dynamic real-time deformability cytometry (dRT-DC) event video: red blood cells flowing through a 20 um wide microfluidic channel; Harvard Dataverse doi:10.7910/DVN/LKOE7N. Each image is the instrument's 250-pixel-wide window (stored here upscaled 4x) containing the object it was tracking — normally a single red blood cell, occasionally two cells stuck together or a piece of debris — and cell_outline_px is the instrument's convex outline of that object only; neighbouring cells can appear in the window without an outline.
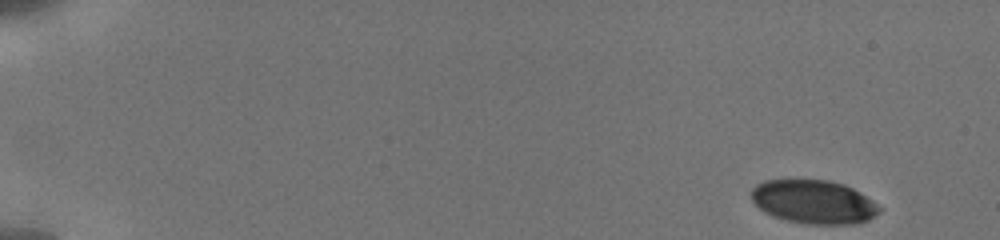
{"species": "human", "species_latin": "Homo sapiens", "temperature_condition": "cold", "stored_images_in_passage": 26, "camera_frame_rate_fps": 3000, "um_per_image_px": 0.085, "donor": {"sex": "male"}, "frame": {"image": 1, "passage_image": 1, "time_ms": 0.0, "image_size_px": [1000, 240], "cell_outline_px": [[884, 208], [880, 212], [868, 220], [856, 224], [808, 224], [788, 220], [764, 212], [752, 200], [752, 188], [756, 184], [764, 180], [828, 180], [844, 184], [860, 192]], "centroid_in_image_um": [69.21, 17.16], "position_along_channel_um": 15.8, "area_um2": 32.54}}
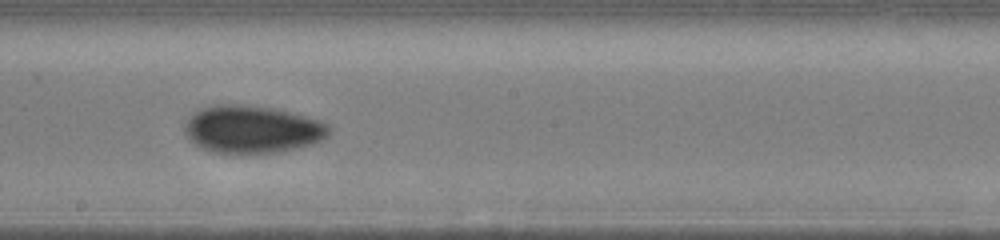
{"frame": {"image": 2, "passage_image": 12, "time_ms": 9.667, "image_size_px": [1000, 240], "cell_outline_px": [[332, 132], [328, 136], [312, 144], [280, 152], [216, 152], [200, 148], [184, 132], [184, 124], [188, 116], [200, 108], [216, 104], [244, 104], [272, 108], [292, 112], [320, 120], [328, 124], [332, 128]], "centroid_in_image_um": [21.45, 10.96], "position_along_channel_um": 226.8, "area_um2": 40.11}}
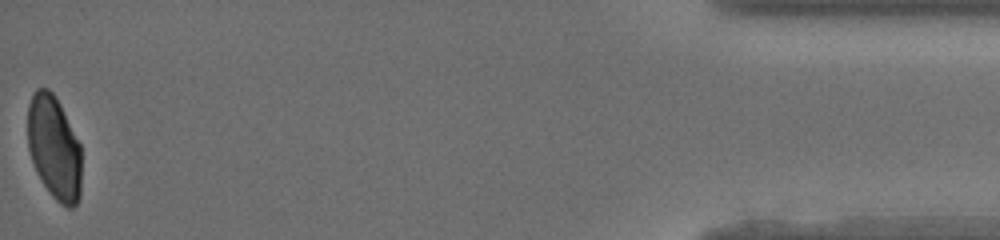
{"frame": {"image": 3, "passage_image": 26, "time_ms": 17.0, "image_size_px": [1000, 240], "cell_outline_px": [[80, 196], [76, 204], [72, 208], [68, 208], [60, 204], [52, 196], [36, 172], [28, 148], [28, 104], [32, 92], [36, 88], [48, 88], [56, 96], [80, 144]], "centroid_in_image_um": [4.59, 12.53], "position_along_channel_um": 430.6, "area_um2": 32.54}, "authors_computed_cell_mechanics": {"area_um2": 35.7493, "velocity_mm_per_s": 3.8537, "shape_relaxation_time_tau1_ms": 11.1209, "shape_relaxation_time_tau2_ms": 3.3078, "deformation_change_tau1": 0.1694, "deformation_change_tau2": 0.0593}}